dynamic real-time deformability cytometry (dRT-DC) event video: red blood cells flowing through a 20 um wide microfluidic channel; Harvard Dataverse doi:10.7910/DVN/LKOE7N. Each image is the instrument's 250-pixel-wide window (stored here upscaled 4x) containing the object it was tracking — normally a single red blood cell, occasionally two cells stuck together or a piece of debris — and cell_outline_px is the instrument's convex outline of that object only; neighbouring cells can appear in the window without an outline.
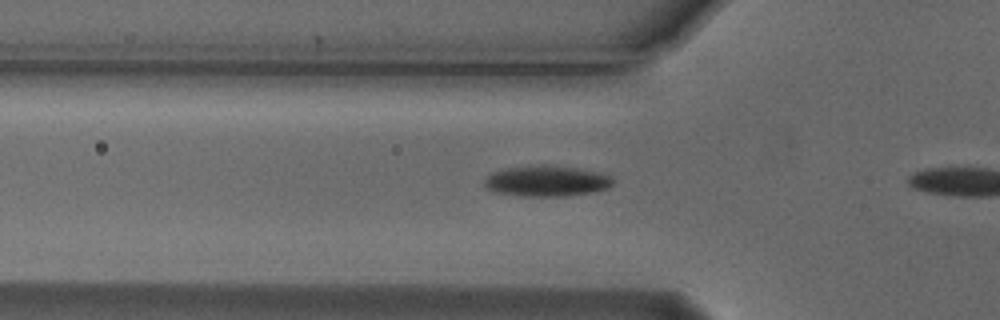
{"species": "Egyptian fruit bat (a non-hibernating species)", "species_latin": "Rousettus aegyptiacus", "temperature_condition": "cold", "stored_images_in_passage": 11, "camera_frame_rate_fps": 3000, "um_per_image_px": 0.085, "animal": {"sex": "male"}, "frame": {"image": 1, "passage_image": 10, "time_ms": 3.0, "image_size_px": [1000, 320], "cell_outline_px": [[612, 184], [608, 188], [592, 192], [564, 196], [524, 196], [496, 192], [488, 188], [484, 184], [484, 180], [492, 172], [508, 168], [540, 164], [544, 164], [580, 168], [600, 172], [612, 176]], "centroid_in_image_um": [46.5, 15.37], "position_along_channel_um": 79.3, "area_um2": 23.06}}